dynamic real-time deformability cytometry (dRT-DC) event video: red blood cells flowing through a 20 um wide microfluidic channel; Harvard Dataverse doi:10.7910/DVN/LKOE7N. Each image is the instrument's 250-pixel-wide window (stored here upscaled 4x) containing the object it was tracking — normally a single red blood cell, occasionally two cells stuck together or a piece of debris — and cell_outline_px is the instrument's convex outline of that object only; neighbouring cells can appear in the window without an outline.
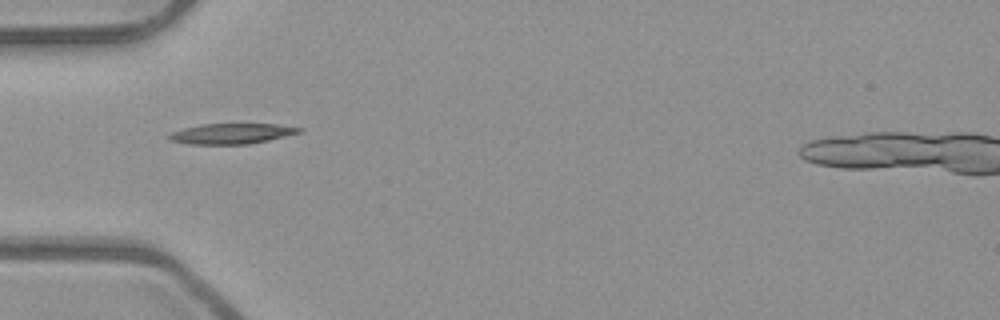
{"species": "common noctule bat (a hibernating species)", "species_latin": "Nyctalus noctula", "temperature_condition": "room temperature", "stored_images_in_passage": 5, "camera_frame_rate_fps": 3000, "um_per_image_px": 0.085, "animal": {"sex": "male", "body_mass_g": 23.1, "forearm_length_mm": 52.7}, "frame": {"image": 1, "passage_image": 5, "time_ms": 1.333, "image_size_px": [1000, 320], "cell_outline_px": [[304, 128], [300, 132], [268, 140], [248, 144], [192, 144], [172, 140], [168, 136], [172, 132], [184, 128], [200, 124], [276, 124]], "centroid_in_image_um": [19.71, 11.35], "position_along_channel_um": 65.3, "area_um2": 15.2}}